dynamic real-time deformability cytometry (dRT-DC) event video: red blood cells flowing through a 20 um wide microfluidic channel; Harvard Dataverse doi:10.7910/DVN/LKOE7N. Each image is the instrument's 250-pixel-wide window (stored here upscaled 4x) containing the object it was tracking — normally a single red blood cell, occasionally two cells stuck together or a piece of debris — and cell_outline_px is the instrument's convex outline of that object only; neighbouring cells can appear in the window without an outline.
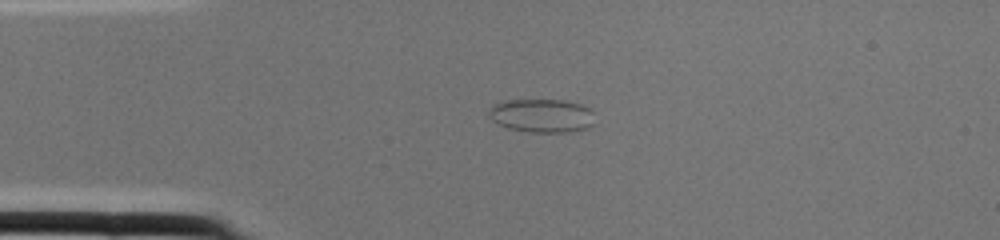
{"species": "common noctule bat (a hibernating species)", "species_latin": "Nyctalus noctula", "temperature_condition": "cold", "stored_images_in_passage": 2, "camera_frame_rate_fps": 3000, "um_per_image_px": 0.085, "animal": {"sex": "female", "body_mass_g": 22.0, "forearm_length_mm": 56.7}, "frame": {"image": 1, "passage_image": 2, "time_ms": 0.333, "image_size_px": [1000, 240], "cell_outline_px": [[592, 124], [588, 128], [568, 132], [528, 132], [508, 128], [492, 120], [488, 116], [488, 108], [492, 104], [504, 100], [564, 100], [580, 104], [588, 108], [592, 112]], "centroid_in_image_um": [46.0, 9.82], "position_along_channel_um": 39.0, "area_um2": 20.75}}